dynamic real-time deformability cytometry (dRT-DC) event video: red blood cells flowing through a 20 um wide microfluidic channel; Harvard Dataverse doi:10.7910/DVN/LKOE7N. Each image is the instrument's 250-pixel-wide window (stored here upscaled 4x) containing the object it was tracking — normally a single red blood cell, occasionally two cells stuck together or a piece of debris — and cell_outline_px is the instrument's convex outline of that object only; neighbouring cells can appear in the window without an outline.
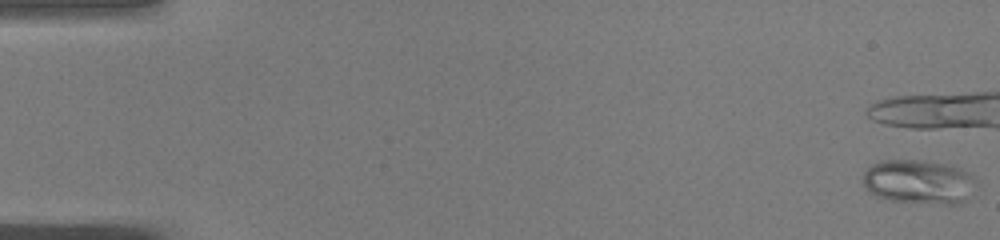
{"species": "common noctule bat (a hibernating species)", "species_latin": "Nyctalus noctula", "temperature_condition": "warm", "stored_images_in_passage": 10, "camera_frame_rate_fps": 3000, "um_per_image_px": 0.085, "animal": {"sex": "male", "body_mass_g": 19.0, "forearm_length_mm": 50.8}, "frame": {"image": 1, "passage_image": 1, "time_ms": 0.0, "image_size_px": [1000, 240], "cell_outline_px": [[980, 184], [968, 200], [956, 204], [940, 204], [892, 200], [876, 196], [868, 192], [864, 184], [864, 172], [872, 164], [880, 160], [924, 160], [948, 164], [960, 168], [976, 176]], "centroid_in_image_um": [78.2, 15.45], "position_along_channel_um": 6.8, "area_um2": 29.82}}